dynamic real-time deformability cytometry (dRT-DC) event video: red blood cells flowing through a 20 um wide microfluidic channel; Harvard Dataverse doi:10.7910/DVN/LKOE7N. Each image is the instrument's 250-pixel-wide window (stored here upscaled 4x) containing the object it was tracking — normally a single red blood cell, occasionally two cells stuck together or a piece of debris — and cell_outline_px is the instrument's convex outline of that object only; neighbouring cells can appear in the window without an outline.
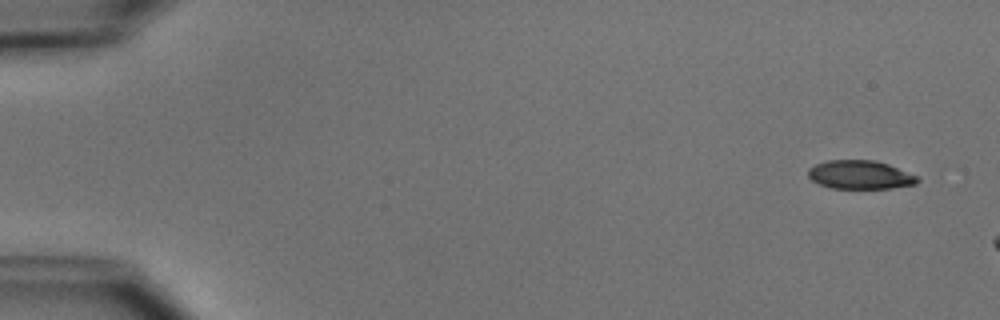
{"species": "common noctule bat (a hibernating species)", "species_latin": "Nyctalus noctula", "temperature_condition": "cold", "stored_images_in_passage": 5, "camera_frame_rate_fps": 3000, "um_per_image_px": 0.085, "animal": {"sex": "male", "body_mass_g": 15.6}, "frame": {"image": 1, "passage_image": 1, "time_ms": 0.0, "image_size_px": [1000, 320], "cell_outline_px": [[920, 180], [916, 184], [892, 188], [832, 188], [820, 184], [812, 180], [808, 176], [808, 168], [816, 164], [828, 160], [872, 160], [888, 164], [920, 176]], "centroid_in_image_um": [73.14, 14.85], "position_along_channel_um": 11.9, "area_um2": 18.26}}
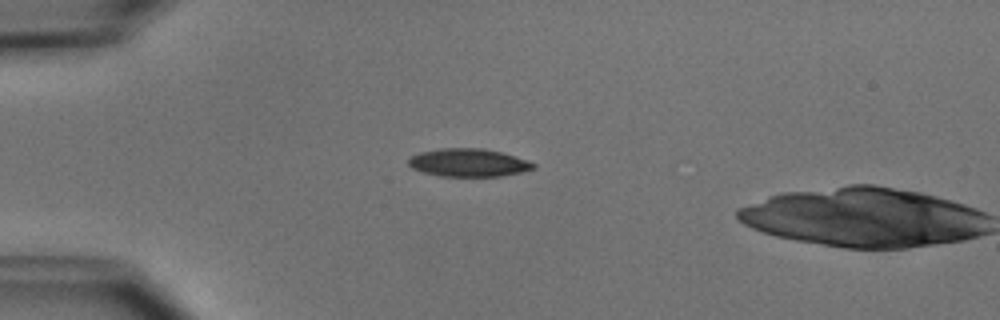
{"frame": {"image": 2, "passage_image": 4, "time_ms": 3.667, "image_size_px": [1000, 320], "cell_outline_px": [[536, 168], [520, 172], [500, 176], [440, 176], [424, 172], [412, 168], [408, 164], [408, 156], [420, 152], [440, 148], [484, 148], [500, 152], [536, 164]], "centroid_in_image_um": [39.76, 13.82], "position_along_channel_um": 45.2, "area_um2": 20.23}}